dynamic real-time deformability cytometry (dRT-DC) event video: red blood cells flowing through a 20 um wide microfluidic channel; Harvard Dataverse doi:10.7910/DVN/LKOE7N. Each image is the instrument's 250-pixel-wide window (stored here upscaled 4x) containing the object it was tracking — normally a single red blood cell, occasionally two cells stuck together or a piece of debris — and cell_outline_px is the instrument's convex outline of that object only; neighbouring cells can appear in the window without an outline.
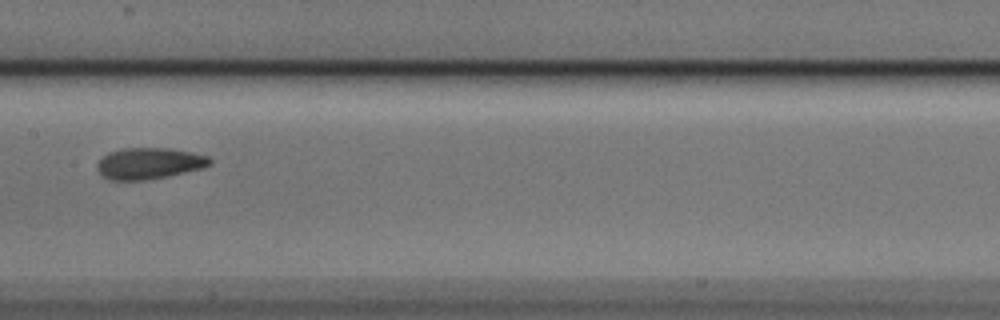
{"species": "Egyptian fruit bat (a non-hibernating species)", "species_latin": "Rousettus aegyptiacus", "temperature_condition": "cold", "stored_images_in_passage": 10, "camera_frame_rate_fps": 3000, "um_per_image_px": 0.085, "animal": {"sex": "male"}, "frame": {"image": 1, "passage_image": 9, "time_ms": 2.667, "image_size_px": [1000, 320], "cell_outline_px": [[212, 164], [204, 168], [168, 176], [144, 180], [108, 180], [96, 168], [96, 164], [108, 152], [124, 148], [172, 148], [192, 152], [208, 156], [212, 160]], "centroid_in_image_um": [12.71, 13.88], "position_along_channel_um": 194.7, "area_um2": 20.69}}
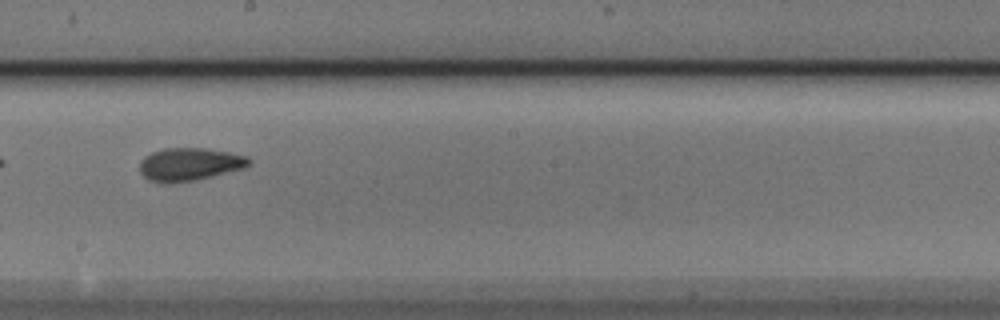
{"frame": {"image": 2, "passage_image": 10, "time_ms": 3.0, "image_size_px": [1000, 320], "cell_outline_px": [[252, 164], [244, 168], [196, 180], [168, 184], [148, 180], [140, 172], [140, 160], [144, 156], [152, 152], [164, 148], [204, 148], [228, 152], [248, 156], [252, 160]], "centroid_in_image_um": [16.11, 13.97], "position_along_channel_um": 232.1, "area_um2": 21.15}}